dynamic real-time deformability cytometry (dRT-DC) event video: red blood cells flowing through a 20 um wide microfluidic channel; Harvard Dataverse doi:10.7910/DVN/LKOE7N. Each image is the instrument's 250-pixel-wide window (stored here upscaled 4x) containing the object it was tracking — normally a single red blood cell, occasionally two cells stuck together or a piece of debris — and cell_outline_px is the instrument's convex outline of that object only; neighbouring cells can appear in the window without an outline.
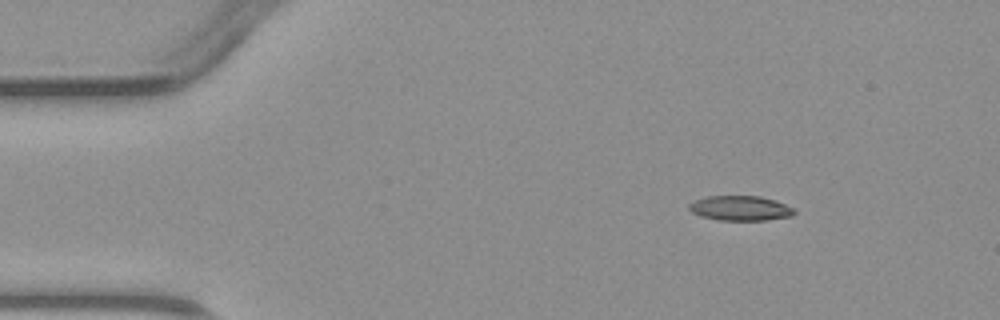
{"species": "common noctule bat (a hibernating species)", "species_latin": "Nyctalus noctula", "temperature_condition": "warm", "stored_images_in_passage": 3, "camera_frame_rate_fps": 3000, "um_per_image_px": 0.085, "animal": {"sex": "male", "body_mass_g": 23.1, "forearm_length_mm": 52.7}, "frame": {"image": 1, "passage_image": 1, "time_ms": 0.0, "image_size_px": [1000, 320], "cell_outline_px": [[796, 212], [792, 216], [768, 220], [720, 220], [700, 216], [692, 212], [688, 208], [688, 204], [696, 200], [708, 196], [760, 196], [784, 204], [792, 208]], "centroid_in_image_um": [62.91, 17.7], "position_along_channel_um": 22.1, "area_um2": 15.09}}
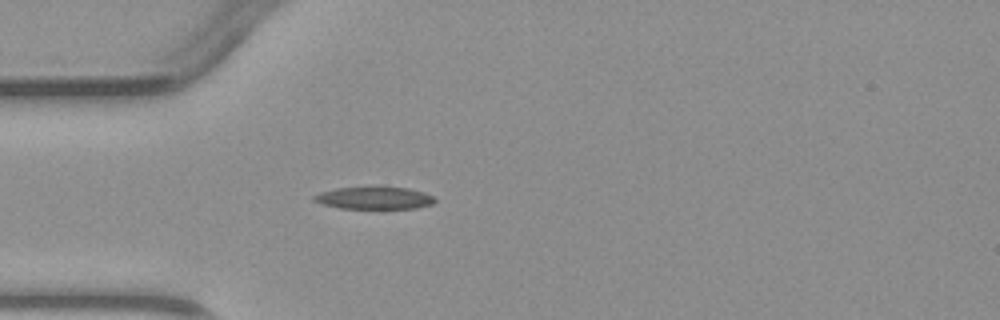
{"frame": {"image": 2, "passage_image": 3, "time_ms": 2.333, "image_size_px": [1000, 320], "cell_outline_px": [[436, 200], [432, 204], [416, 208], [340, 208], [320, 204], [312, 200], [312, 196], [320, 192], [336, 188], [376, 184], [408, 188], [424, 192], [432, 196]], "centroid_in_image_um": [31.77, 16.78], "position_along_channel_um": 53.2, "area_um2": 16.47}}